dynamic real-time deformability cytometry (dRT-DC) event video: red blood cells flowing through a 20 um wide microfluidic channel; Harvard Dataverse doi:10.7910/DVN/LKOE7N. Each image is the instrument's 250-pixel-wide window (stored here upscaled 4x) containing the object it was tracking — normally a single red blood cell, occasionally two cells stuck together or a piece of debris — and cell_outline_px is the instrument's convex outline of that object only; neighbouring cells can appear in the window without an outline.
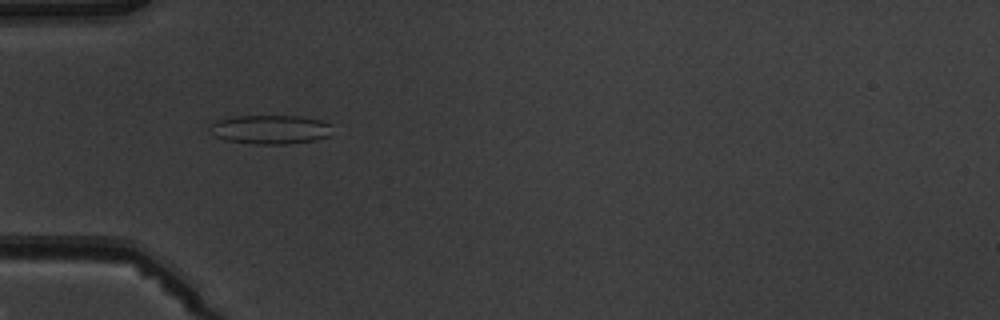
{"species": "common noctule bat (a hibernating species)", "species_latin": "Nyctalus noctula", "temperature_condition": "warm", "stored_images_in_passage": 6, "camera_frame_rate_fps": 3000, "um_per_image_px": 0.085, "animal": {"sex": "male", "body_mass_g": 19.5, "forearm_length_mm": 54.6}, "frame": {"image": 1, "passage_image": 5, "time_ms": 4.667, "image_size_px": [1000, 320], "cell_outline_px": [[332, 124], [328, 136], [316, 140], [284, 144], [252, 144], [224, 140], [216, 136], [208, 128], [212, 124], [220, 120], [236, 116], [300, 116], [320, 120]], "centroid_in_image_um": [22.99, 11.01], "position_along_channel_um": 62.0, "area_um2": 20.58}}
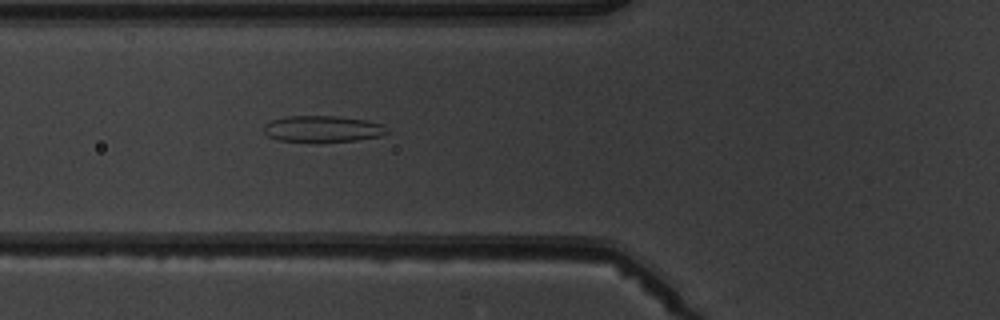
{"frame": {"image": 2, "passage_image": 6, "time_ms": 5.667, "image_size_px": [1000, 320], "cell_outline_px": [[388, 132], [380, 136], [356, 140], [316, 144], [276, 140], [268, 136], [264, 132], [264, 124], [272, 120], [284, 116], [336, 116], [368, 120], [384, 124]], "centroid_in_image_um": [27.4, 10.98], "position_along_channel_um": 98.4, "area_um2": 19.65}}